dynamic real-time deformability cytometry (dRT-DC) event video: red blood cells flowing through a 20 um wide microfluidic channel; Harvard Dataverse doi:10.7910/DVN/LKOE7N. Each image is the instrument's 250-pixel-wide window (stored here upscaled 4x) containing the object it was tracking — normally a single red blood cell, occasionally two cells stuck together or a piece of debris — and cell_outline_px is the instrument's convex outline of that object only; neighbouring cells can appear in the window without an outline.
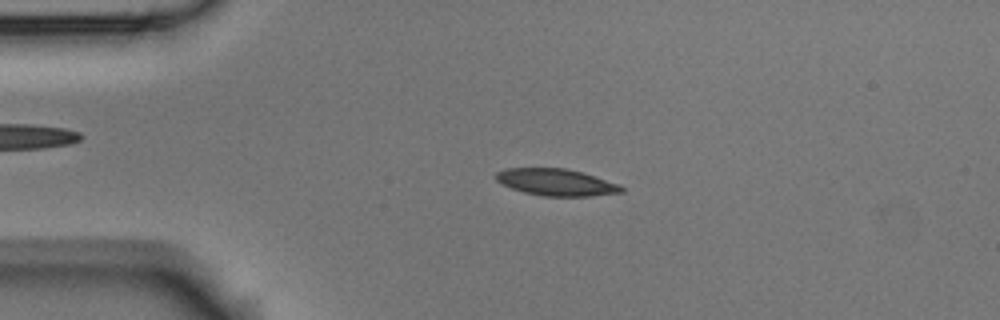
{"species": "Egyptian fruit bat (a non-hibernating species)", "species_latin": "Rousettus aegyptiacus", "temperature_condition": "room temperature", "stored_images_in_passage": 54, "camera_frame_rate_fps": 3000, "um_per_image_px": 0.085, "animal": {"sex": "male"}, "frame": {"image": 1, "passage_image": 10, "time_ms": 3.0, "image_size_px": [1000, 320], "cell_outline_px": [[624, 192], [592, 196], [544, 196], [524, 192], [500, 184], [496, 180], [496, 172], [504, 168], [564, 168], [584, 172], [620, 184], [624, 188]], "centroid_in_image_um": [47.3, 15.49], "position_along_channel_um": 37.7, "area_um2": 19.83}}
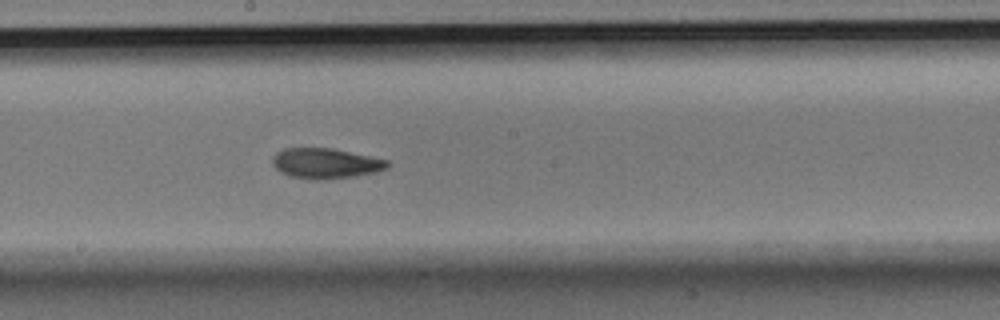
{"frame": {"image": 2, "passage_image": 28, "time_ms": 9.0, "image_size_px": [1000, 320], "cell_outline_px": [[392, 164], [388, 168], [376, 172], [356, 176], [324, 180], [316, 180], [292, 176], [280, 172], [272, 164], [272, 156], [276, 152], [284, 148], [332, 148], [388, 160]], "centroid_in_image_um": [27.69, 13.89], "position_along_channel_um": 220.5, "area_um2": 20.46}}
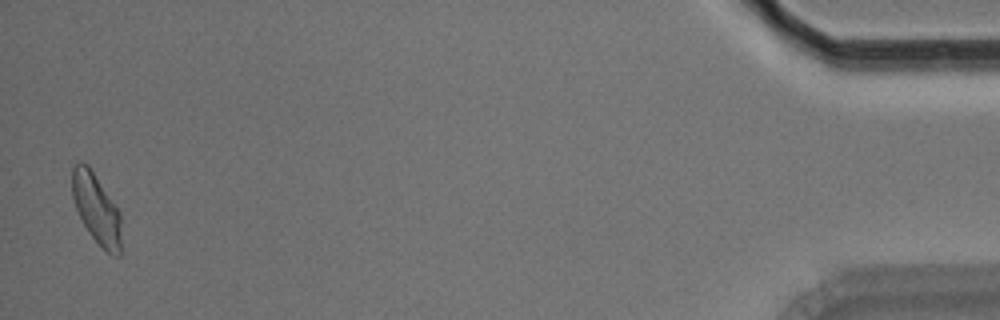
{"frame": {"image": 3, "passage_image": 53, "time_ms": 17.333, "image_size_px": [1000, 320], "cell_outline_px": [[120, 256], [112, 256], [92, 236], [84, 224], [76, 208], [72, 196], [72, 168], [80, 160], [88, 164], [120, 212]], "centroid_in_image_um": [8.18, 17.7], "position_along_channel_um": 427.0, "area_um2": 19.65}, "authors_computed_cell_mechanics": {"area_um2": 20.0855, "velocity_mm_per_s": 3.5532, "shape_relaxation_time_tau1_ms": 4.3321, "shape_relaxation_time_tau2_ms": 3.4133, "deformation_change_tau1": 0.1516, "deformation_change_tau2": 0.0917}}